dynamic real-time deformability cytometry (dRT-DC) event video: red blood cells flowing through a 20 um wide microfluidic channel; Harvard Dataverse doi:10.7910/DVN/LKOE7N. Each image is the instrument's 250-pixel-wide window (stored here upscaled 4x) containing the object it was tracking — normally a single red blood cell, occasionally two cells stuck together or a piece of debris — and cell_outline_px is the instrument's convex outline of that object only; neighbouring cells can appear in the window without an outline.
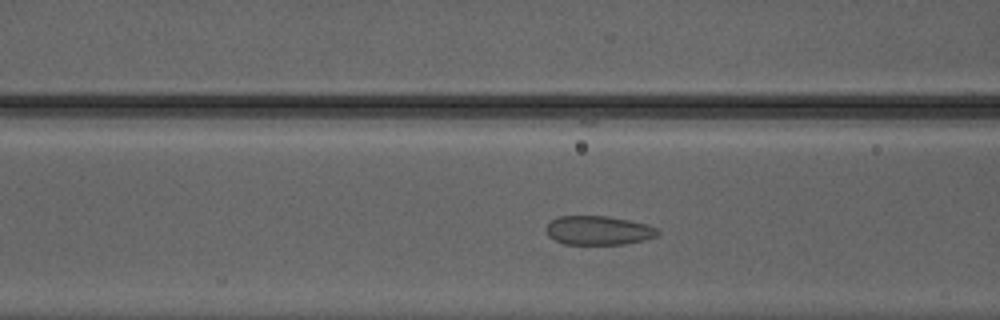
{"species": "Egyptian fruit bat (a non-hibernating species)", "species_latin": "Rousettus aegyptiacus", "temperature_condition": "warm", "stored_images_in_passage": 34, "camera_frame_rate_fps": 3000, "um_per_image_px": 0.085, "animal": {"sex": "male"}, "frame": {"image": 1, "passage_image": 5, "time_ms": 1.333, "image_size_px": [1000, 320], "cell_outline_px": [[660, 232], [656, 236], [644, 240], [624, 244], [564, 244], [548, 236], [544, 228], [552, 220], [560, 216], [608, 216], [648, 224], [656, 228]], "centroid_in_image_um": [50.86, 19.58], "position_along_channel_um": 115.7, "area_um2": 18.84}}
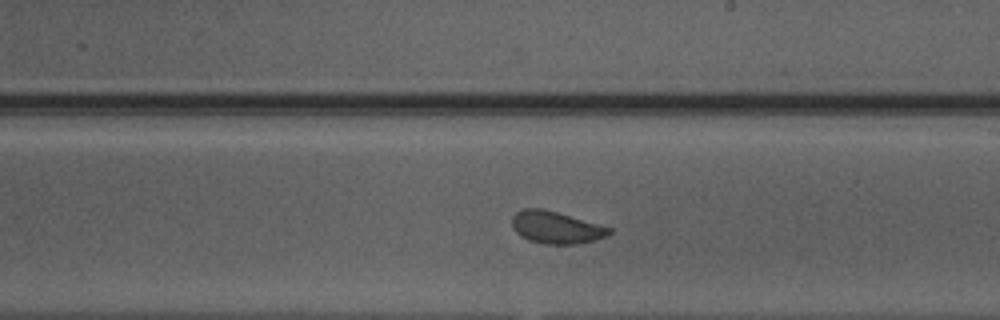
{"frame": {"image": 2, "passage_image": 14, "time_ms": 4.333, "image_size_px": [1000, 320], "cell_outline_px": [[612, 232], [596, 240], [580, 244], [544, 244], [528, 240], [520, 236], [512, 228], [512, 216], [516, 212], [524, 208], [544, 208], [612, 228]], "centroid_in_image_um": [47.24, 19.33], "position_along_channel_um": 241.8, "area_um2": 18.38}}
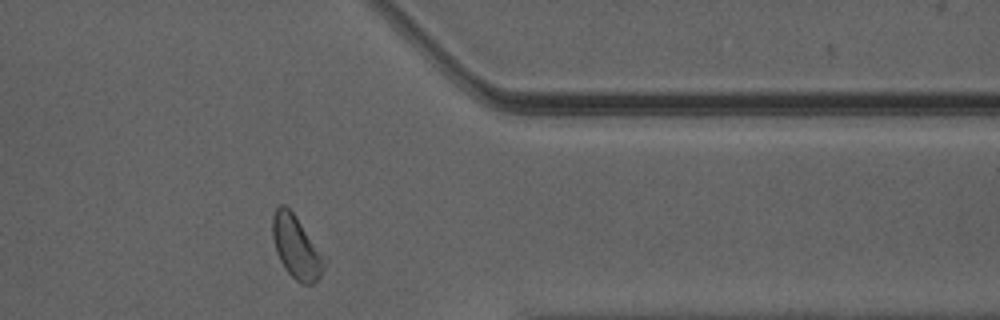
{"frame": {"image": 3, "passage_image": 25, "time_ms": 8.0, "image_size_px": [1000, 320], "cell_outline_px": [[328, 260], [320, 276], [312, 284], [304, 284], [296, 280], [284, 268], [276, 252], [272, 236], [272, 216], [276, 208], [280, 204], [284, 204], [292, 212]], "centroid_in_image_um": [25.19, 21.01], "position_along_channel_um": 386.2, "area_um2": 18.84}, "authors_computed_cell_mechanics": {"area_um2": 18.8428, "velocity_mm_per_s": 4.2031, "shape_relaxation_time_tau1_ms": 3.3074, "shape_relaxation_time_tau2_ms": 0.6449, "deformation_change_tau1": 0.0941, "deformation_change_tau2": 0.0413}}